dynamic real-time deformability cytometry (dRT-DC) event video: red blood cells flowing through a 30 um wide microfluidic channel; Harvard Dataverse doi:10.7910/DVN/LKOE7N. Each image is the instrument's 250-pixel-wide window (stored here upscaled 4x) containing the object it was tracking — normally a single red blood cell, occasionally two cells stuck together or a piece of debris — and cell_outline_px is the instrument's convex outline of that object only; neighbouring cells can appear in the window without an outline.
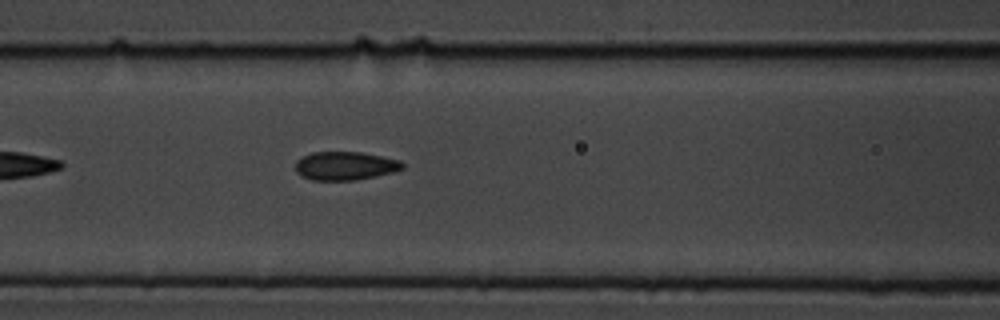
{"species": "common noctule bat (a hibernating species)", "species_latin": "Nyctalus noctula", "temperature_condition": "cold", "stored_images_in_passage": 5, "segment_of_instrument_passage": [1, 2], "camera_frame_rate_fps": 3000, "um_per_image_px": 0.085, "animal": {"sex": "male", "body_mass_g": 19.5, "forearm_length_mm": 54.6}, "frame": {"image": 1, "passage_image": 4, "time_ms": 1.0, "image_size_px": [1000, 320], "cell_outline_px": [[404, 168], [392, 172], [376, 176], [356, 180], [312, 180], [300, 176], [296, 172], [296, 160], [312, 152], [360, 152], [400, 160], [404, 164]], "centroid_in_image_um": [29.32, 14.1], "position_along_channel_um": 137.3, "area_um2": 17.74}}